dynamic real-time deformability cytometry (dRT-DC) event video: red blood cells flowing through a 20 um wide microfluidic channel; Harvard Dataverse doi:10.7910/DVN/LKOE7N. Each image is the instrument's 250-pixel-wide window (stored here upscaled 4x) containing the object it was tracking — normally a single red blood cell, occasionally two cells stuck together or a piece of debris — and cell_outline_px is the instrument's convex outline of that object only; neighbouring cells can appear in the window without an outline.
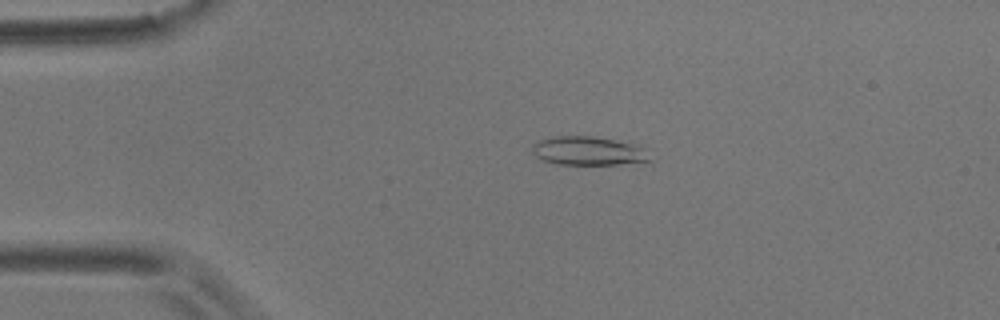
{"species": "common noctule bat (a hibernating species)", "species_latin": "Nyctalus noctula", "temperature_condition": "room temperature", "stored_images_in_passage": 42, "camera_frame_rate_fps": 3000, "um_per_image_px": 0.085, "animal": {"sex": "male", "body_mass_g": 17.9}, "frame": {"image": 1, "passage_image": 1, "time_ms": 0.0, "image_size_px": [1000, 320], "cell_outline_px": [[656, 160], [616, 164], [560, 164], [544, 160], [536, 156], [532, 152], [532, 144], [540, 140], [556, 136], [592, 136], [640, 144]], "centroid_in_image_um": [50.09, 12.82], "position_along_channel_um": 34.9, "area_um2": 19.83}}
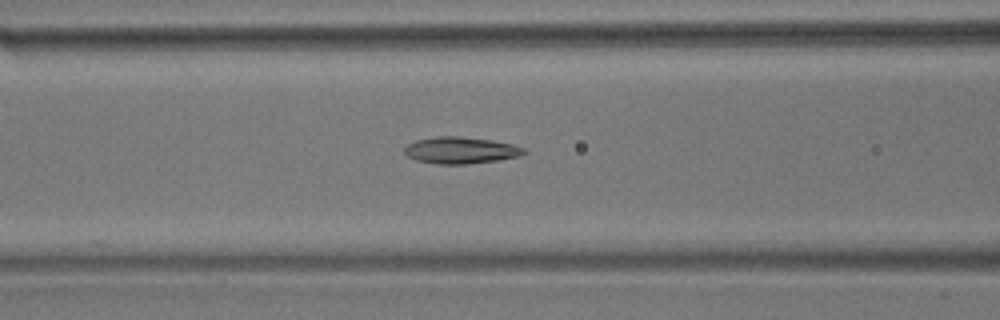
{"frame": {"image": 2, "passage_image": 12, "time_ms": 3.667, "image_size_px": [1000, 320], "cell_outline_px": [[528, 152], [520, 156], [500, 160], [464, 164], [436, 164], [416, 160], [404, 156], [404, 148], [408, 144], [416, 140], [436, 136], [460, 136], [492, 140], [512, 144], [524, 148]], "centroid_in_image_um": [39.15, 12.77], "position_along_channel_um": 127.5, "area_um2": 18.79}}
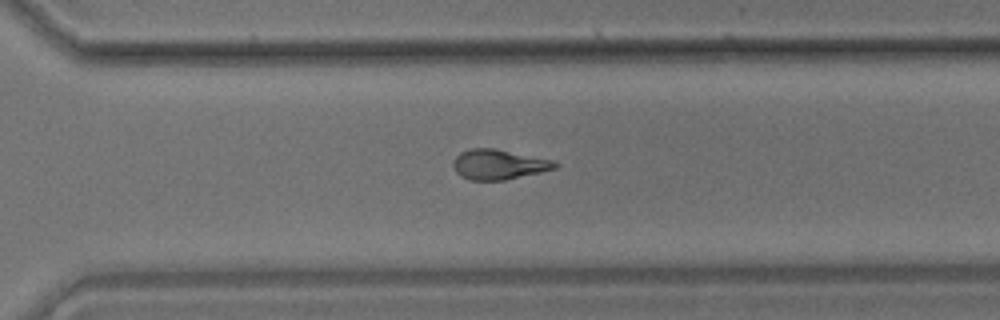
{"frame": {"image": 3, "passage_image": 29, "time_ms": 9.333, "image_size_px": [1000, 320], "cell_outline_px": [[560, 164], [556, 168], [540, 172], [504, 180], [472, 180], [460, 176], [456, 172], [452, 164], [452, 160], [460, 152], [472, 148], [492, 148], [552, 160]], "centroid_in_image_um": [42.35, 13.98], "position_along_channel_um": 328.3, "area_um2": 17.63}, "authors_computed_cell_mechanics": {"area_um2": 17.6579, "velocity_mm_per_s": 3.5518, "shape_relaxation_time_tau1_ms": 6.8074, "shape_relaxation_time_tau2_ms": 3.4043, "deformation_change_tau1": 0.1699, "deformation_change_tau2": 0.1165}}